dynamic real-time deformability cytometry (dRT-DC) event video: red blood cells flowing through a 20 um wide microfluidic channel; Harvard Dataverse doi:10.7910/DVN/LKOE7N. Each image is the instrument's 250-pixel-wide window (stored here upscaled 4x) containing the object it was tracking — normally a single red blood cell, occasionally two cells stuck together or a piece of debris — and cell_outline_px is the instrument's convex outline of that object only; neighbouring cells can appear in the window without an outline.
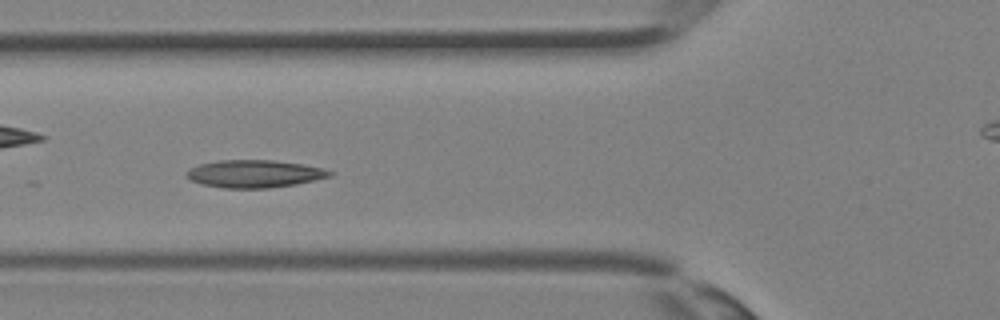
{"species": "Egyptian fruit bat (a non-hibernating species)", "species_latin": "Rousettus aegyptiacus", "temperature_condition": "room temperature", "stored_images_in_passage": 12, "camera_frame_rate_fps": 3000, "um_per_image_px": 0.085, "animal": {"sex": "female"}, "frame": {"image": 1, "passage_image": 8, "time_ms": 2.333, "image_size_px": [1000, 320], "cell_outline_px": [[336, 172], [332, 176], [296, 184], [268, 188], [224, 188], [204, 184], [192, 180], [184, 172], [200, 164], [220, 160], [272, 160], [304, 164]], "centroid_in_image_um": [21.68, 14.77], "position_along_channel_um": 104.1, "area_um2": 22.83}}